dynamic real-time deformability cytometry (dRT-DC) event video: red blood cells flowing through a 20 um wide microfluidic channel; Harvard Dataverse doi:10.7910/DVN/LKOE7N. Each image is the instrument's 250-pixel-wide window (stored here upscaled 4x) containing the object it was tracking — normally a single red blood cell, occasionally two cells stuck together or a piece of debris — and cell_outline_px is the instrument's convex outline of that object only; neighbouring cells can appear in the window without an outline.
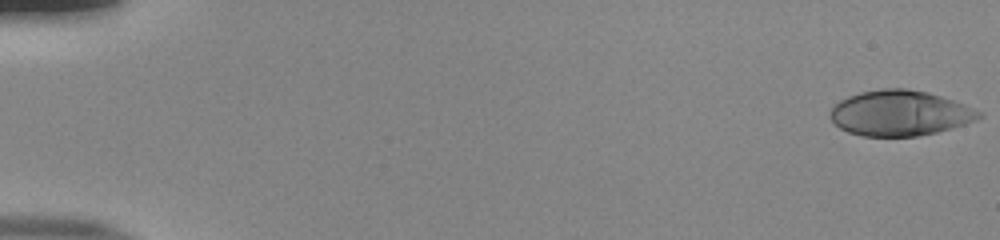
{"species": "human", "species_latin": "Homo sapiens", "temperature_condition": "room temperature", "stored_images_in_passage": 53, "camera_frame_rate_fps": 3000, "um_per_image_px": 0.085, "donor": {"sex": "male"}, "frame": {"image": 1, "passage_image": 1, "time_ms": 0.0, "image_size_px": [1000, 240], "cell_outline_px": [[984, 116], [976, 120], [952, 128], [936, 132], [916, 136], [864, 136], [848, 132], [840, 128], [828, 116], [832, 108], [840, 100], [848, 96], [860, 92], [884, 88], [908, 88], [928, 92], [964, 104], [980, 112]], "centroid_in_image_um": [76.48, 9.61], "position_along_channel_um": 8.5, "area_um2": 39.19}}
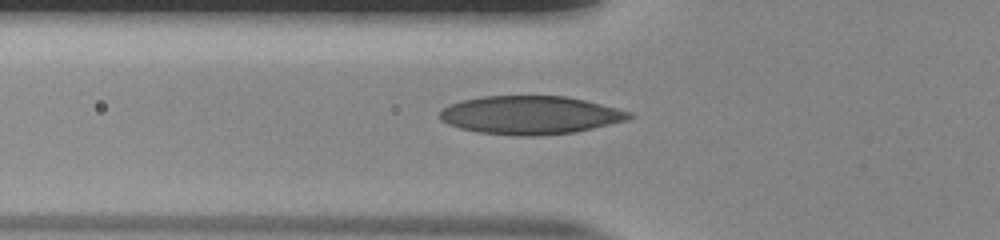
{"frame": {"image": 2, "passage_image": 20, "time_ms": 6.333, "image_size_px": [1000, 240], "cell_outline_px": [[636, 116], [628, 120], [576, 132], [536, 136], [512, 136], [476, 132], [460, 128], [448, 124], [440, 120], [440, 112], [444, 108], [452, 104], [464, 100], [484, 96], [564, 96], [584, 100], [632, 112]], "centroid_in_image_um": [45.1, 9.8], "position_along_channel_um": 80.7, "area_um2": 42.31}}
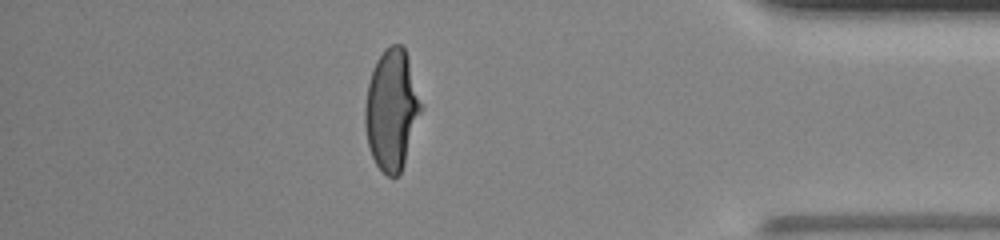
{"frame": {"image": 3, "passage_image": 47, "time_ms": 15.333, "image_size_px": [1000, 240], "cell_outline_px": [[420, 112], [404, 164], [400, 172], [396, 176], [388, 176], [376, 164], [372, 156], [368, 144], [364, 124], [364, 108], [368, 84], [376, 60], [384, 48], [392, 44], [400, 44], [404, 48], [408, 56], [420, 104]], "centroid_in_image_um": [33.25, 9.31], "position_along_channel_um": 402.0, "area_um2": 38.55}, "authors_computed_cell_mechanics": {"area_um2": 39.4196, "velocity_mm_per_s": 3.9082, "shape_relaxation_time_tau1_ms": 7.478, "shape_relaxation_time_tau2_ms": null, "deformation_change_tau1": 0.2944, "deformation_change_tau2": null}}